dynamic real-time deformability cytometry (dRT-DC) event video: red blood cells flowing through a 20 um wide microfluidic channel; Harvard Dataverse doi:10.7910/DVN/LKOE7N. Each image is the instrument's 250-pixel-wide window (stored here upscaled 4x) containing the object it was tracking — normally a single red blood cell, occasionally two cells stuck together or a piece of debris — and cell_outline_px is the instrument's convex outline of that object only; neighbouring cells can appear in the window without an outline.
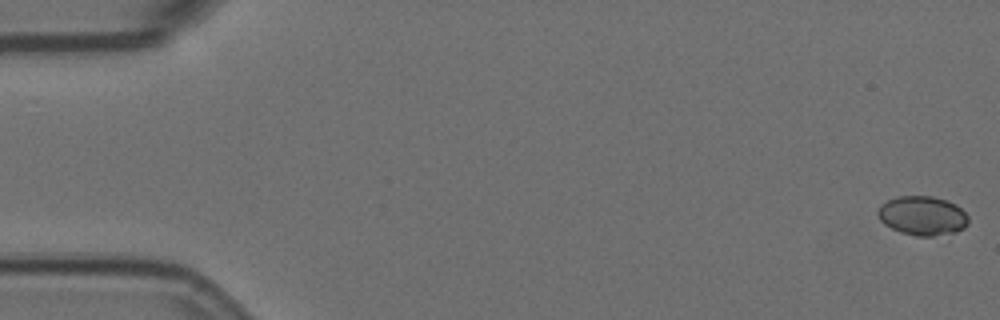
{"species": "Egyptian fruit bat (a non-hibernating species)", "species_latin": "Rousettus aegyptiacus", "temperature_condition": "room temperature", "stored_images_in_passage": 15, "camera_frame_rate_fps": 3000, "um_per_image_px": 0.085, "animal": {"sex": "female"}, "frame": {"image": 1, "passage_image": 1, "time_ms": 0.0, "image_size_px": [1000, 320], "cell_outline_px": [[968, 224], [964, 228], [956, 232], [932, 236], [916, 236], [900, 232], [884, 224], [880, 220], [876, 212], [880, 204], [896, 196], [932, 196], [948, 200], [956, 204], [968, 216]], "centroid_in_image_um": [78.4, 18.33], "position_along_channel_um": 6.6, "area_um2": 20.87}}
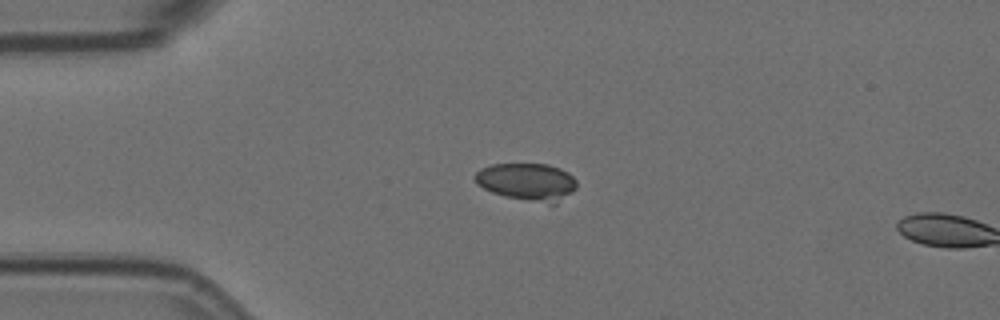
{"frame": {"image": 2, "passage_image": 14, "time_ms": 4.333, "image_size_px": [1000, 320], "cell_outline_px": [[576, 188], [572, 192], [556, 204], [548, 204], [504, 196], [492, 192], [476, 184], [476, 172], [480, 168], [492, 164], [548, 164], [560, 168], [568, 172], [576, 180]], "centroid_in_image_um": [44.82, 15.46], "position_along_channel_um": 40.2, "area_um2": 22.25}}